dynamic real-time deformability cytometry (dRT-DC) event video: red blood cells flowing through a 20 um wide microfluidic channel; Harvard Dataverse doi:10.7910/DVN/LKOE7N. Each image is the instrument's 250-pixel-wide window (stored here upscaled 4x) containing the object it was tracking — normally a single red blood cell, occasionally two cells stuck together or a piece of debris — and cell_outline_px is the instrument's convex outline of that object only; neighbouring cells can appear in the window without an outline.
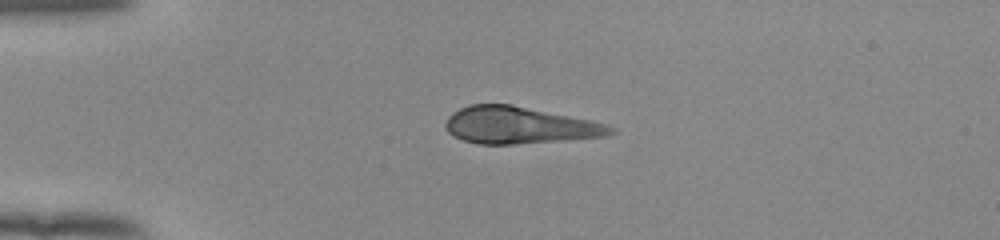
{"species": "human", "species_latin": "Homo sapiens", "temperature_condition": "room temperature", "stored_images_in_passage": 41, "camera_frame_rate_fps": 3000, "um_per_image_px": 0.085, "donor": {"sex": "female"}, "frame": {"image": 1, "passage_image": 1, "time_ms": 0.0, "image_size_px": [1000, 240], "cell_outline_px": [[616, 132], [608, 136], [512, 144], [476, 144], [452, 136], [444, 128], [444, 124], [448, 116], [452, 112], [468, 104], [512, 104], [588, 120], [604, 124], [616, 128]], "centroid_in_image_um": [44.07, 10.65], "position_along_channel_um": 40.9, "area_um2": 35.37}}
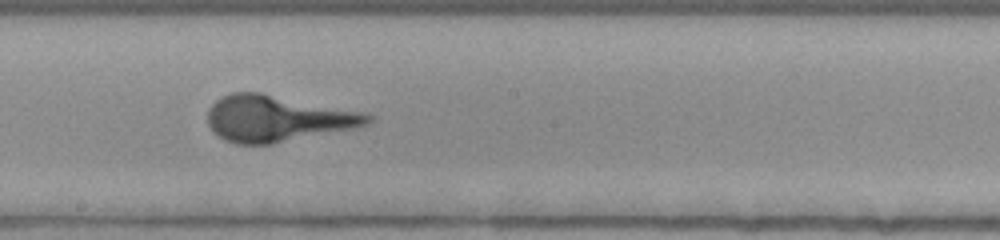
{"frame": {"image": 2, "passage_image": 18, "time_ms": 5.667, "image_size_px": [1000, 240], "cell_outline_px": [[372, 120], [368, 124], [352, 128], [272, 144], [236, 144], [224, 140], [212, 132], [208, 124], [208, 108], [216, 100], [232, 92], [260, 92], [364, 112], [372, 116]], "centroid_in_image_um": [23.52, 10.07], "position_along_channel_um": 224.7, "area_um2": 43.0}}
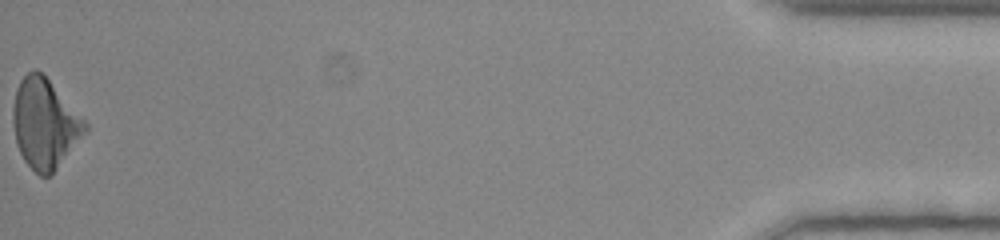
{"frame": {"image": 3, "passage_image": 41, "time_ms": 13.333, "image_size_px": [1000, 240], "cell_outline_px": [[88, 132], [52, 176], [40, 176], [24, 160], [16, 144], [12, 120], [12, 108], [16, 88], [20, 80], [32, 68], [36, 68], [48, 80], [88, 124]], "centroid_in_image_um": [3.81, 10.55], "position_along_channel_um": 431.4, "area_um2": 37.8}}